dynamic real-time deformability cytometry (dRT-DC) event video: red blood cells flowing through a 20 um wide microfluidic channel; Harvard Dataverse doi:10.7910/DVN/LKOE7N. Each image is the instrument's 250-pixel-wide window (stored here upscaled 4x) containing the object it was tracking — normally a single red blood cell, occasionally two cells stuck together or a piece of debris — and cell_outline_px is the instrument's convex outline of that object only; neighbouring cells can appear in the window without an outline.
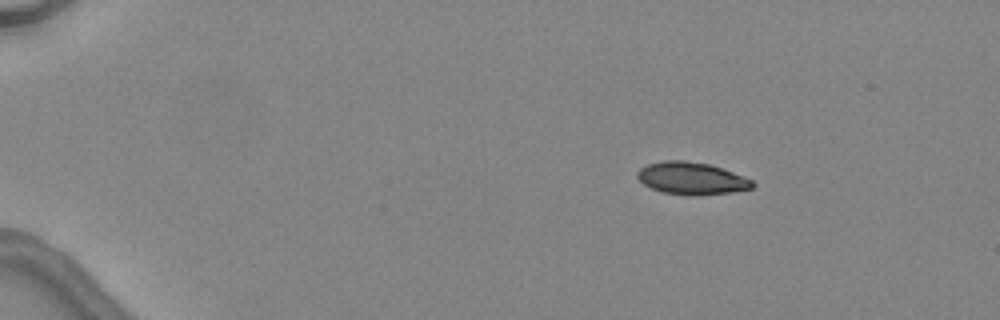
{"species": "common noctule bat (a hibernating species)", "species_latin": "Nyctalus noctula", "temperature_condition": "warm", "stored_images_in_passage": 4, "camera_frame_rate_fps": 3000, "um_per_image_px": 0.085, "animal": {"sex": "female", "body_mass_g": 24.6, "forearm_length_mm": 56.2}, "frame": {"image": 1, "passage_image": 2, "time_ms": 1.333, "image_size_px": [1000, 320], "cell_outline_px": [[756, 184], [752, 188], [732, 192], [696, 196], [688, 196], [664, 192], [652, 188], [644, 184], [636, 176], [636, 172], [640, 168], [648, 164], [664, 160], [684, 160], [708, 164], [744, 176], [752, 180]], "centroid_in_image_um": [58.78, 15.17], "position_along_channel_um": 26.2, "area_um2": 21.68}}